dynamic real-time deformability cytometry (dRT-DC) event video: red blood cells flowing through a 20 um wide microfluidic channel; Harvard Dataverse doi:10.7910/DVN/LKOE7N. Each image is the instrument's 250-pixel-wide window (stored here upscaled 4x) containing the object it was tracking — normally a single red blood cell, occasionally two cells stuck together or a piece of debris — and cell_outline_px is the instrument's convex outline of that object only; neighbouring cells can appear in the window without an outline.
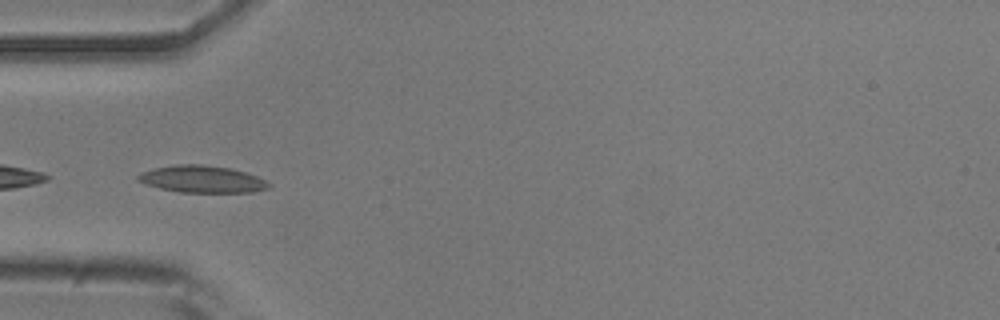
{"species": "common noctule bat (a hibernating species)", "species_latin": "Nyctalus noctula", "temperature_condition": "room temperature", "stored_images_in_passage": 46, "camera_frame_rate_fps": 3000, "um_per_image_px": 0.085, "animal": {"sex": "male", "body_mass_g": 20.5, "forearm_length_mm": 52.5}, "frame": {"image": 1, "passage_image": 16, "time_ms": 5.0, "image_size_px": [1000, 320], "cell_outline_px": [[272, 184], [268, 188], [252, 192], [180, 192], [160, 188], [144, 184], [136, 180], [136, 176], [152, 168], [176, 164], [200, 164], [228, 168], [244, 172], [256, 176]], "centroid_in_image_um": [17.13, 15.23], "position_along_channel_um": 67.9, "area_um2": 20.46}}
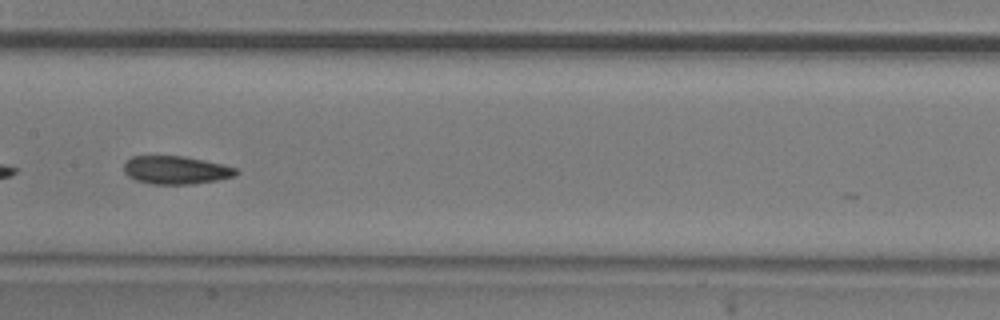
{"frame": {"image": 2, "passage_image": 26, "time_ms": 8.333, "image_size_px": [1000, 320], "cell_outline_px": [[240, 172], [236, 176], [216, 180], [192, 184], [152, 184], [136, 180], [128, 176], [124, 172], [124, 164], [132, 156], [184, 156], [204, 160], [236, 168]], "centroid_in_image_um": [14.96, 14.46], "position_along_channel_um": 192.4, "area_um2": 18.32}}
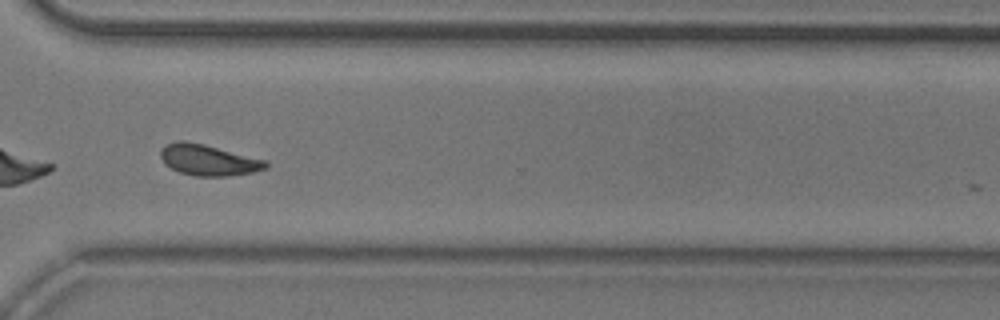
{"frame": {"image": 3, "passage_image": 39, "time_ms": 12.667, "image_size_px": [1000, 320], "cell_outline_px": [[268, 168], [252, 172], [228, 176], [196, 176], [180, 172], [164, 164], [160, 156], [160, 148], [164, 144], [176, 140], [184, 140], [204, 144], [268, 160]], "centroid_in_image_um": [17.7, 13.58], "position_along_channel_um": 352.9, "area_um2": 19.25}, "authors_computed_cell_mechanics": {"area_um2": 18.9873, "velocity_mm_per_s": 3.712, "shape_relaxation_time_tau1_ms": 3.7703, "shape_relaxation_time_tau2_ms": 2.4589, "deformation_change_tau1": 0.1092, "deformation_change_tau2": 0.0849}}